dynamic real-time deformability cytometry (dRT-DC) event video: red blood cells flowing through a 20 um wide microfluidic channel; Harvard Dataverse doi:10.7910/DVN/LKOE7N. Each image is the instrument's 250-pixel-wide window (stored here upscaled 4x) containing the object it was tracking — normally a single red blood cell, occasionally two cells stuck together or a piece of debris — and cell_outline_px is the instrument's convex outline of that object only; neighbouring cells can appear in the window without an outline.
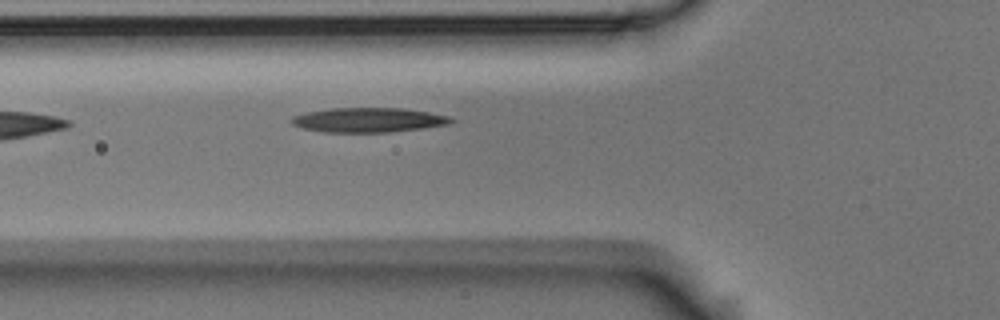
{"species": "Egyptian fruit bat (a non-hibernating species)", "species_latin": "Rousettus aegyptiacus", "temperature_condition": "room temperature", "stored_images_in_passage": 2, "camera_frame_rate_fps": 3000, "um_per_image_px": 0.085, "animal": {"sex": "male"}, "frame": {"image": 1, "passage_image": 2, "time_ms": 0.333, "image_size_px": [1000, 320], "cell_outline_px": [[456, 120], [448, 124], [424, 128], [388, 132], [324, 132], [304, 128], [292, 124], [288, 120], [292, 116], [308, 112], [328, 108], [400, 108], [428, 112], [448, 116]], "centroid_in_image_um": [31.29, 10.2], "position_along_channel_um": 94.5, "area_um2": 22.77}}